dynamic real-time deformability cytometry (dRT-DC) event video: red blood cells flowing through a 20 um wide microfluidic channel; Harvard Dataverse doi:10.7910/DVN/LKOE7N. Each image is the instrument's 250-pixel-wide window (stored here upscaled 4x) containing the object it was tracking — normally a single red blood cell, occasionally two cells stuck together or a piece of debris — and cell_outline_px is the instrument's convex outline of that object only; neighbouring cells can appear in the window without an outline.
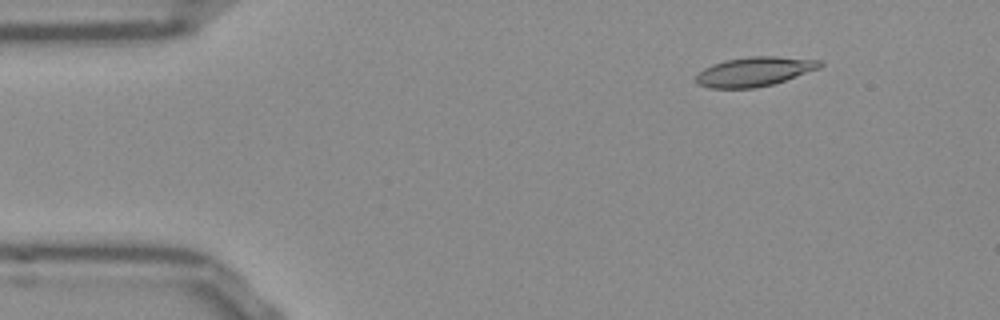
{"species": "Egyptian fruit bat (a non-hibernating species)", "species_latin": "Rousettus aegyptiacus", "temperature_condition": "room temperature", "stored_images_in_passage": 52, "camera_frame_rate_fps": 3000, "um_per_image_px": 0.085, "frame": {"image": 1, "passage_image": 6, "time_ms": 1.667, "image_size_px": [1000, 320], "cell_outline_px": [[824, 64], [820, 68], [772, 84], [756, 88], [708, 88], [696, 84], [696, 72], [712, 64], [724, 60], [748, 56], [776, 56], [820, 60]], "centroid_in_image_um": [64.08, 6.08], "position_along_channel_um": 20.9, "area_um2": 21.33}}
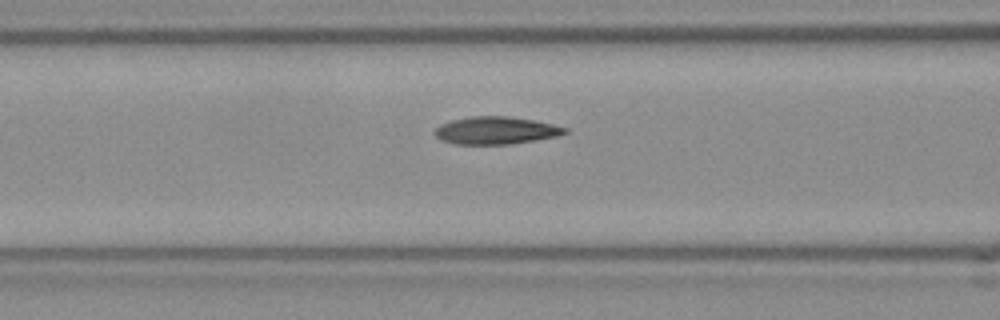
{"frame": {"image": 2, "passage_image": 20, "time_ms": 6.333, "image_size_px": [1000, 320], "cell_outline_px": [[568, 132], [556, 136], [536, 140], [508, 144], [452, 144], [440, 140], [432, 132], [440, 124], [452, 120], [472, 116], [508, 116], [532, 120], [552, 124], [568, 128]], "centroid_in_image_um": [42.11, 11.09], "position_along_channel_um": 124.5, "area_um2": 20.87}}
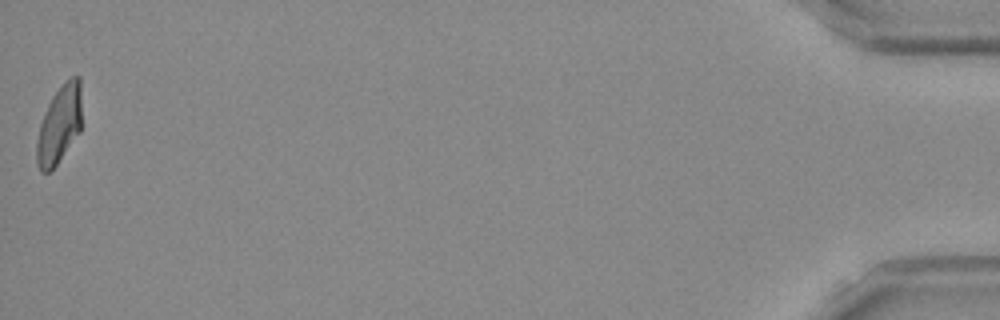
{"frame": {"image": 3, "passage_image": 52, "time_ms": 17.0, "image_size_px": [1000, 320], "cell_outline_px": [[80, 132], [56, 164], [48, 172], [40, 172], [36, 164], [36, 140], [40, 124], [44, 112], [52, 96], [72, 76], [80, 76]], "centroid_in_image_um": [5.01, 10.63], "position_along_channel_um": 430.2, "area_um2": 20.11}, "authors_computed_cell_mechanics": {"area_um2": 21.0103, "velocity_mm_per_s": 3.825, "shape_relaxation_time_tau1_ms": 7.6753, "shape_relaxation_time_tau2_ms": 2.196, "deformation_change_tau1": 0.2399, "deformation_change_tau2": 0.0948}}